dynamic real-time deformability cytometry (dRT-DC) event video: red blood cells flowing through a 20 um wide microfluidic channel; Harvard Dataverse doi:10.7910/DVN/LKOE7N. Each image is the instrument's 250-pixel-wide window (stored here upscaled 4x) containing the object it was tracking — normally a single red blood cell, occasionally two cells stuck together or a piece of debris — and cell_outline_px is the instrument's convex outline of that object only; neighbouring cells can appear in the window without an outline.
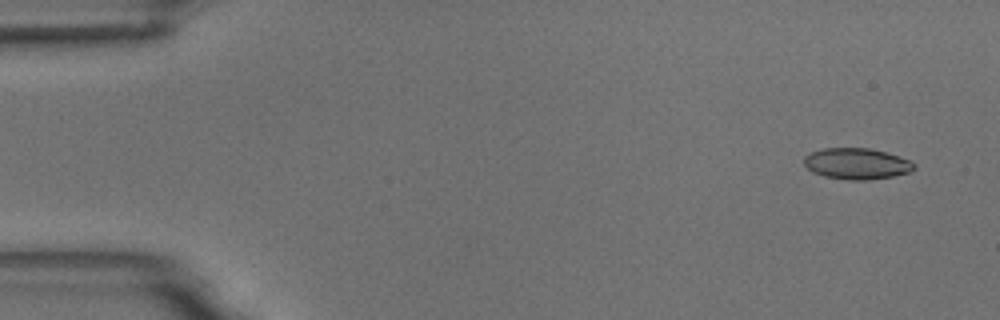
{"species": "common noctule bat (a hibernating species)", "species_latin": "Nyctalus noctula", "temperature_condition": "room temperature", "stored_images_in_passage": 4, "camera_frame_rate_fps": 3000, "um_per_image_px": 0.085, "animal": {"sex": "male", "body_mass_g": 18.8}, "frame": {"image": 1, "passage_image": 1, "time_ms": 0.0, "image_size_px": [1000, 320], "cell_outline_px": [[916, 168], [908, 172], [892, 176], [868, 180], [848, 180], [824, 176], [812, 172], [804, 164], [804, 156], [812, 152], [824, 148], [868, 148], [884, 152], [908, 160], [916, 164]], "centroid_in_image_um": [72.79, 13.92], "position_along_channel_um": 12.2, "area_um2": 19.77}}